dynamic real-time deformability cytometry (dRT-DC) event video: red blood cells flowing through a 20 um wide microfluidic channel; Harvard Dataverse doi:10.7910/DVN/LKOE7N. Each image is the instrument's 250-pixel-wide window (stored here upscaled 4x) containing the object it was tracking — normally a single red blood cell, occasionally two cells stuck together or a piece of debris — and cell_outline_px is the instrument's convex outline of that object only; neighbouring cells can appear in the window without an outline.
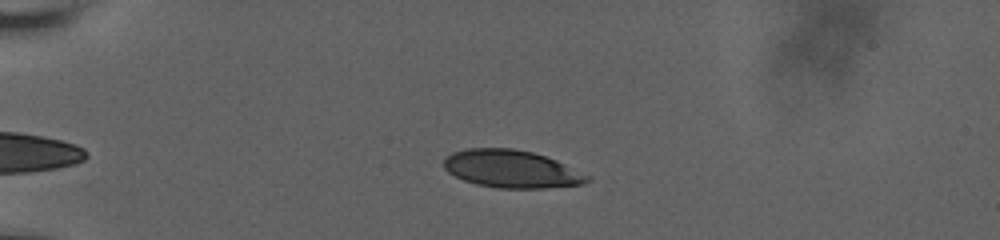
{"species": "human", "species_latin": "Homo sapiens", "temperature_condition": "room temperature", "stored_images_in_passage": 21, "camera_frame_rate_fps": 3000, "um_per_image_px": 0.085, "donor": {"sex": "male"}, "frame": {"image": 1, "passage_image": 7, "time_ms": 1.0, "image_size_px": [1000, 240], "cell_outline_px": [[592, 176], [584, 184], [544, 188], [496, 188], [476, 184], [464, 180], [448, 172], [444, 168], [444, 156], [452, 152], [468, 148], [512, 148], [532, 152], [556, 160]], "centroid_in_image_um": [43.47, 14.36], "position_along_channel_um": 41.5, "area_um2": 31.56}}